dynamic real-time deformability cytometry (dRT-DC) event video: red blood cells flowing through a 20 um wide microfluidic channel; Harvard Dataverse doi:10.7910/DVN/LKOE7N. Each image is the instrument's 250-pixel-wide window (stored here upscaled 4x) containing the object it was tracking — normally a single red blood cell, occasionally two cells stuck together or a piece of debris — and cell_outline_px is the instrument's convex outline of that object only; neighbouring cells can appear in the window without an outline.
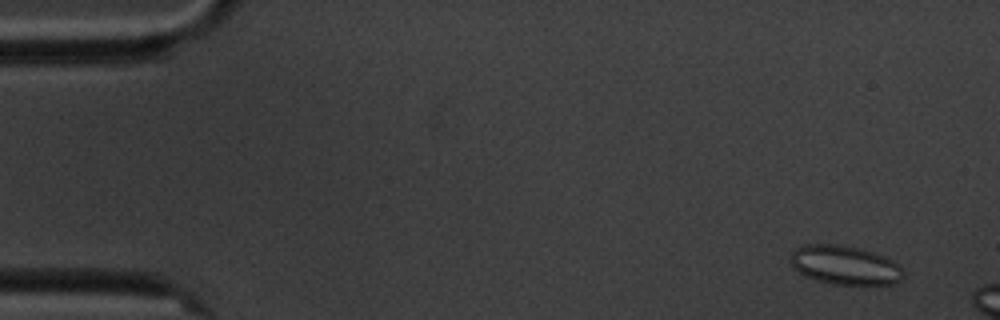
{"species": "common noctule bat (a hibernating species)", "species_latin": "Nyctalus noctula", "temperature_condition": "cold", "stored_images_in_passage": 3, "camera_frame_rate_fps": 3000, "um_per_image_px": 0.085, "animal": {"sex": "male", "body_mass_g": 20.1, "forearm_length_mm": 53.5}, "frame": {"image": 1, "passage_image": 1, "time_ms": 0.0, "image_size_px": [1000, 320], "cell_outline_px": [[904, 276], [896, 284], [832, 284], [816, 280], [804, 276], [792, 268], [792, 252], [796, 248], [804, 244], [836, 244], [860, 248], [884, 256], [900, 264], [904, 272]], "centroid_in_image_um": [71.83, 22.54], "position_along_channel_um": 13.2, "area_um2": 25.78}}